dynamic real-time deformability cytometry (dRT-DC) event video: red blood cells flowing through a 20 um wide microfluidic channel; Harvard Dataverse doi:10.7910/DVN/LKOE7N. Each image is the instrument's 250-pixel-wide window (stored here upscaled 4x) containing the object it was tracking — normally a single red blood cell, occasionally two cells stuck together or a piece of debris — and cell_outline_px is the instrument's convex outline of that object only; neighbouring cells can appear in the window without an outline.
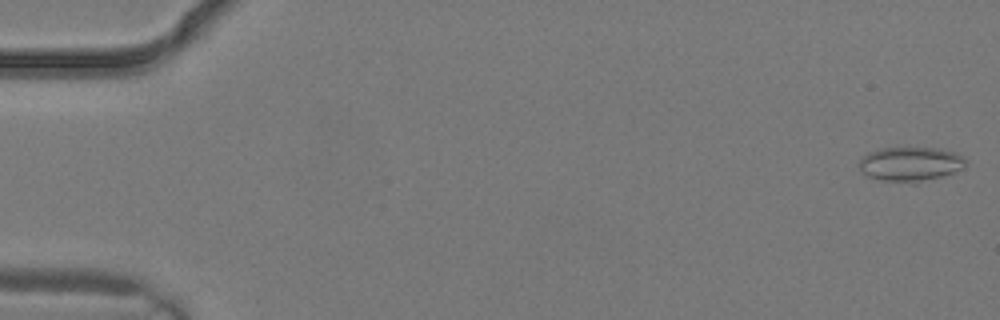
{"species": "common noctule bat (a hibernating species)", "species_latin": "Nyctalus noctula", "temperature_condition": "warm", "stored_images_in_passage": 3, "camera_frame_rate_fps": 3000, "um_per_image_px": 0.085, "animal": {"sex": "male", "body_mass_g": 19.2, "forearm_length_mm": 51.8}, "frame": {"image": 1, "passage_image": 1, "time_ms": 0.0, "image_size_px": [1000, 320], "cell_outline_px": [[964, 168], [944, 176], [916, 184], [912, 184], [884, 180], [868, 176], [860, 168], [860, 160], [868, 152], [880, 148], [936, 148], [956, 152], [964, 156]], "centroid_in_image_um": [77.42, 13.96], "position_along_channel_um": 7.6, "area_um2": 21.44}}
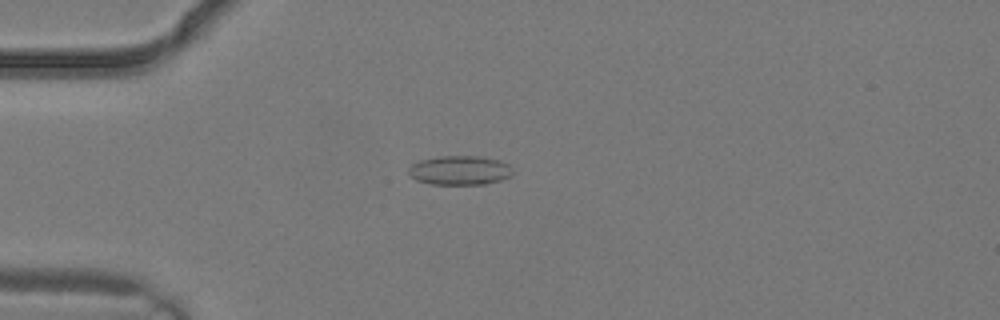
{"frame": {"image": 2, "passage_image": 3, "time_ms": 0.667, "image_size_px": [1000, 320], "cell_outline_px": [[512, 172], [508, 176], [500, 180], [484, 184], [432, 184], [416, 180], [408, 172], [408, 168], [412, 164], [420, 160], [440, 156], [480, 156], [500, 160], [508, 164], [512, 168]], "centroid_in_image_um": [39.07, 14.47], "position_along_channel_um": 45.9, "area_um2": 17.63}}